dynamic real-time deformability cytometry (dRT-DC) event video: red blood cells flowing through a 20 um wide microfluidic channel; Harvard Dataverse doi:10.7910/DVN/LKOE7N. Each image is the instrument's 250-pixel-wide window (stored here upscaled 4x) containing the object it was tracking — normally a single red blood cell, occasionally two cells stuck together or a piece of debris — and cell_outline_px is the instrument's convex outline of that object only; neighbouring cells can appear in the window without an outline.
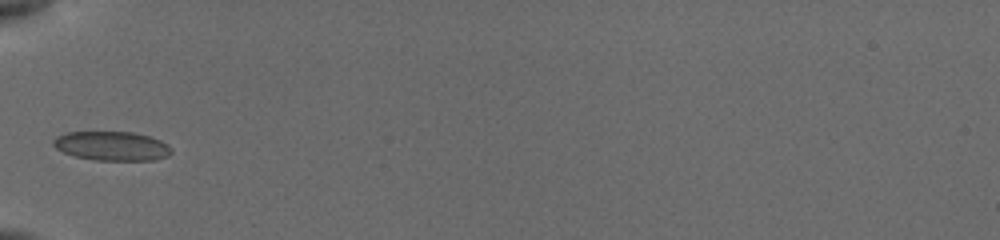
{"species": "common noctule bat (a hibernating species)", "species_latin": "Nyctalus noctula", "temperature_condition": "cold", "stored_images_in_passage": 5, "camera_frame_rate_fps": 3000, "um_per_image_px": 0.085, "animal": {"sex": "female", "body_mass_g": 19.5, "forearm_length_mm": 54.1}, "frame": {"image": 1, "passage_image": 1, "time_ms": 0.0, "image_size_px": [1000, 240], "cell_outline_px": [[172, 152], [168, 156], [152, 160], [96, 160], [76, 156], [64, 152], [56, 148], [52, 144], [52, 140], [56, 136], [64, 132], [132, 132], [152, 136], [168, 144], [172, 148]], "centroid_in_image_um": [9.52, 12.4], "position_along_channel_um": 75.5, "area_um2": 20.17}}
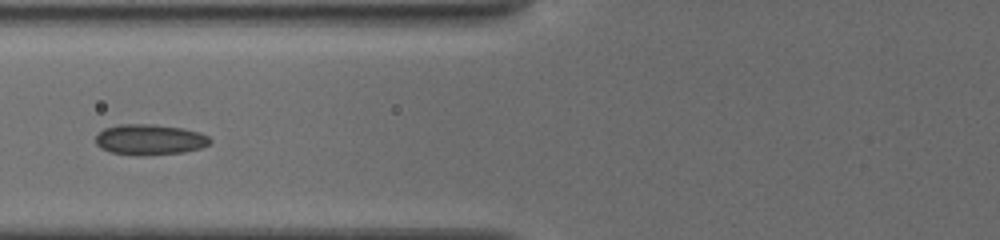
{"frame": {"image": 2, "passage_image": 4, "time_ms": 1.0, "image_size_px": [1000, 240], "cell_outline_px": [[212, 140], [208, 144], [200, 148], [184, 152], [140, 156], [136, 156], [112, 152], [100, 148], [96, 144], [96, 136], [104, 128], [116, 124], [152, 124], [184, 128], [200, 132], [208, 136]], "centroid_in_image_um": [12.72, 11.86], "position_along_channel_um": 113.1, "area_um2": 20.58}}